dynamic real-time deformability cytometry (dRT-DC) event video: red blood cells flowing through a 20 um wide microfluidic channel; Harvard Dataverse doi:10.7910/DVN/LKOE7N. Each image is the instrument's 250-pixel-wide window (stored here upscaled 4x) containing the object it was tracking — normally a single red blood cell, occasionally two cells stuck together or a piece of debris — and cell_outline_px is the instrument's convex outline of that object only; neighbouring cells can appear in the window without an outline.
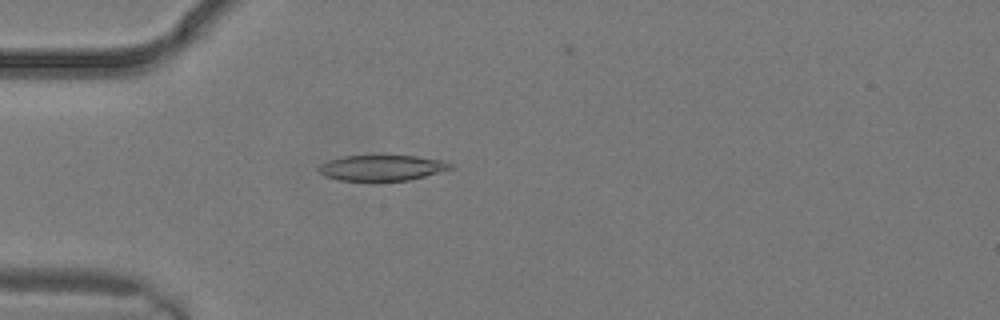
{"species": "common noctule bat (a hibernating species)", "species_latin": "Nyctalus noctula", "temperature_condition": "warm", "stored_images_in_passage": 3, "camera_frame_rate_fps": 3000, "um_per_image_px": 0.085, "animal": {"sex": "male", "body_mass_g": 19.2, "forearm_length_mm": 51.8}, "frame": {"image": 1, "passage_image": 3, "time_ms": 0.667, "image_size_px": [1000, 320], "cell_outline_px": [[456, 168], [408, 180], [340, 180], [324, 176], [316, 172], [316, 168], [320, 164], [328, 160], [344, 156], [416, 156], [444, 160], [456, 164]], "centroid_in_image_um": [32.48, 14.26], "position_along_channel_um": 52.5, "area_um2": 19.83}}